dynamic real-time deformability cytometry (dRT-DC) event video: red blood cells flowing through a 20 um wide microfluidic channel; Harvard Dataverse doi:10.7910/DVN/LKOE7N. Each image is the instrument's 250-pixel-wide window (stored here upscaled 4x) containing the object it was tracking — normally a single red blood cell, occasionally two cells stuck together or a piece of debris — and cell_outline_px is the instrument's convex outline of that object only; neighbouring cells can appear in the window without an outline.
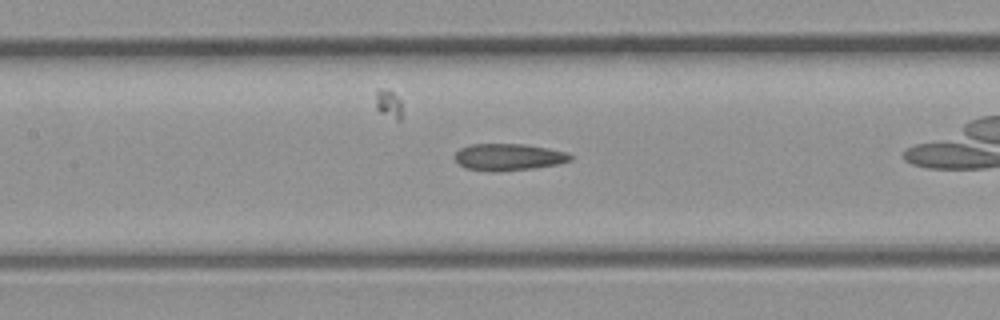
{"species": "common noctule bat (a hibernating species)", "species_latin": "Nyctalus noctula", "temperature_condition": "room temperature", "stored_images_in_passage": 22, "camera_frame_rate_fps": 3000, "um_per_image_px": 0.085, "animal": {"sex": "male", "body_mass_g": 23.1, "forearm_length_mm": 52.7}, "frame": {"image": 1, "passage_image": 10, "time_ms": 3.0, "image_size_px": [1000, 320], "cell_outline_px": [[572, 160], [556, 164], [532, 168], [468, 168], [460, 164], [456, 160], [456, 152], [460, 148], [472, 144], [524, 144], [548, 148], [568, 152], [572, 156]], "centroid_in_image_um": [43.3, 13.28], "position_along_channel_um": 164.1, "area_um2": 16.94}}
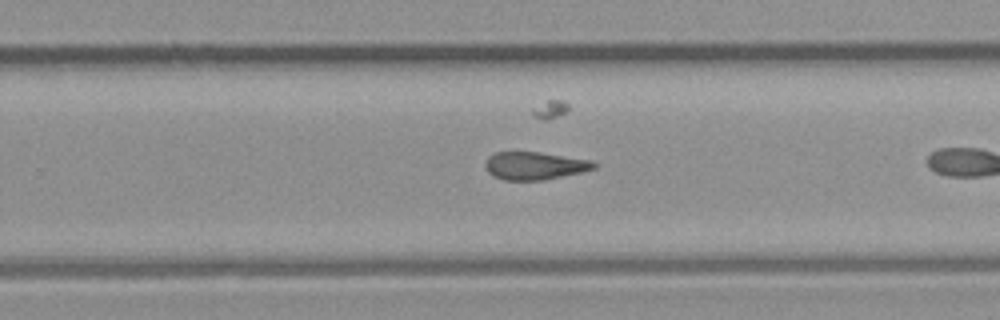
{"frame": {"image": 2, "passage_image": 16, "time_ms": 5.0, "image_size_px": [1000, 320], "cell_outline_px": [[596, 168], [580, 172], [544, 180], [504, 180], [492, 176], [488, 172], [484, 164], [488, 156], [496, 152], [540, 152], [592, 160], [596, 164]], "centroid_in_image_um": [45.42, 14.08], "position_along_channel_um": 284.4, "area_um2": 17.63}}